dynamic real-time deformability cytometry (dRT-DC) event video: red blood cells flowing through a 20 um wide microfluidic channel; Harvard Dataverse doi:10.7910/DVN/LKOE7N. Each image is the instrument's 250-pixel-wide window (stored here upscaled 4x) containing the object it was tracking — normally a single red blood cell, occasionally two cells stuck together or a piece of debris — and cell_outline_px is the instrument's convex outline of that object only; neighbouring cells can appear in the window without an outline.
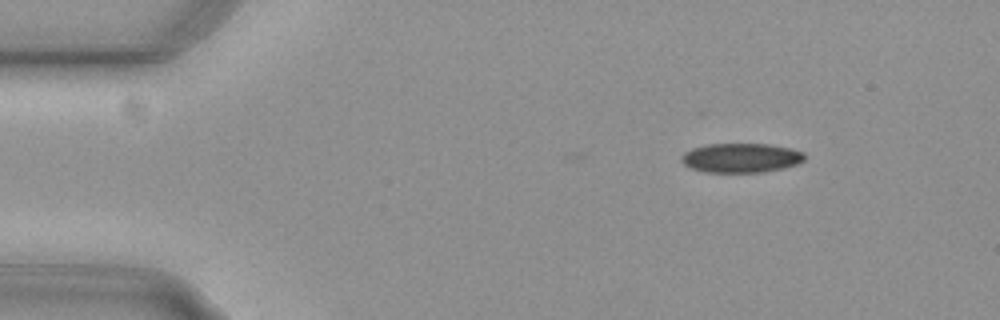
{"species": "common noctule bat (a hibernating species)", "species_latin": "Nyctalus noctula", "temperature_condition": "cold", "stored_images_in_passage": 43, "camera_frame_rate_fps": 3000, "um_per_image_px": 0.085, "animal": {"sex": "female", "body_mass_g": 29.2, "forearm_length_mm": 56.3}, "frame": {"image": 1, "passage_image": 1, "time_ms": 0.0, "image_size_px": [1000, 320], "cell_outline_px": [[804, 160], [796, 164], [784, 168], [764, 172], [704, 172], [692, 168], [684, 164], [680, 160], [680, 156], [684, 152], [692, 148], [704, 144], [768, 144], [788, 148], [804, 152]], "centroid_in_image_um": [62.95, 13.42], "position_along_channel_um": 22.1, "area_um2": 21.1}}
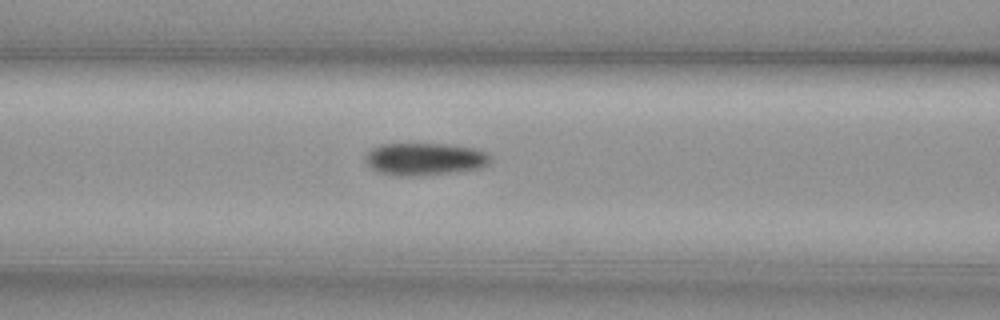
{"frame": {"image": 2, "passage_image": 16, "time_ms": 5.0, "image_size_px": [1000, 320], "cell_outline_px": [[492, 156], [480, 168], [456, 172], [416, 176], [396, 176], [376, 172], [364, 160], [364, 156], [372, 148], [380, 144], [448, 144], [476, 148], [488, 152]], "centroid_in_image_um": [36.07, 13.52], "position_along_channel_um": 130.5, "area_um2": 23.81}}
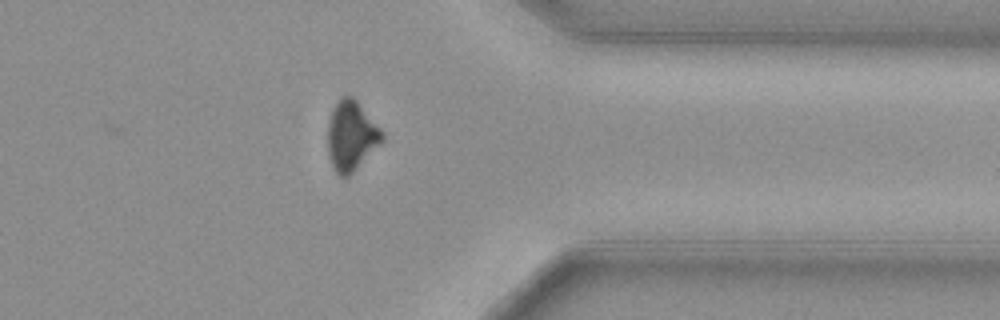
{"frame": {"image": 3, "passage_image": 37, "time_ms": 12.0, "image_size_px": [1000, 320], "cell_outline_px": [[384, 140], [348, 176], [340, 176], [336, 172], [328, 156], [328, 124], [332, 108], [340, 96], [352, 96], [356, 100], [384, 132]], "centroid_in_image_um": [29.85, 11.51], "position_along_channel_um": 381.5, "area_um2": 21.91}, "authors_computed_cell_mechanics": {"area_um2": 23.409, "velocity_mm_per_s": 3.7539, "shape_relaxation_time_tau1_ms": 4.035, "shape_relaxation_time_tau2_ms": null, "deformation_change_tau1": 0.1073, "deformation_change_tau2": null}}